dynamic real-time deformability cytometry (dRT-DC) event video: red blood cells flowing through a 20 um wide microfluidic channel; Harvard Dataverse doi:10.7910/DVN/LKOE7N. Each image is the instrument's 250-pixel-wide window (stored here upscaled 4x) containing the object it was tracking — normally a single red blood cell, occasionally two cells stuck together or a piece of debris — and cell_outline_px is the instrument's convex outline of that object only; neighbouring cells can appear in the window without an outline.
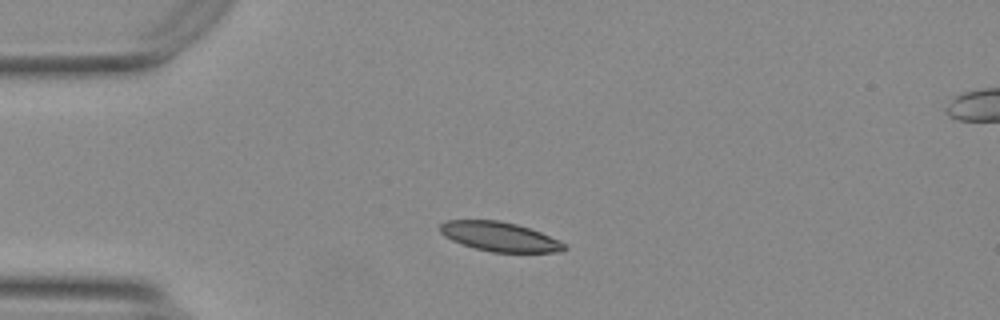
{"species": "Egyptian fruit bat (a non-hibernating species)", "species_latin": "Rousettus aegyptiacus", "temperature_condition": "warm", "stored_images_in_passage": 43, "camera_frame_rate_fps": 3000, "um_per_image_px": 0.085, "animal": {"sex": "female"}, "frame": {"image": 1, "passage_image": 1, "time_ms": 0.0, "image_size_px": [1000, 320], "cell_outline_px": [[568, 248], [560, 252], [492, 252], [476, 248], [452, 240], [444, 236], [440, 232], [440, 224], [448, 220], [500, 220], [516, 224], [540, 232], [564, 244]], "centroid_in_image_um": [42.45, 20.11], "position_along_channel_um": 42.6, "area_um2": 20.92}}
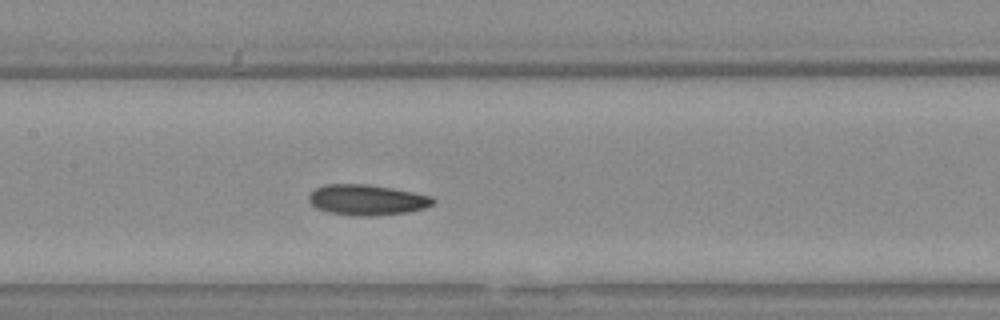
{"frame": {"image": 2, "passage_image": 14, "time_ms": 4.333, "image_size_px": [1000, 320], "cell_outline_px": [[436, 200], [432, 204], [424, 208], [408, 212], [376, 216], [352, 216], [328, 212], [316, 208], [308, 200], [308, 196], [316, 188], [324, 184], [368, 184], [412, 192], [432, 196]], "centroid_in_image_um": [31.18, 17.0], "position_along_channel_um": 176.2, "area_um2": 22.2}}
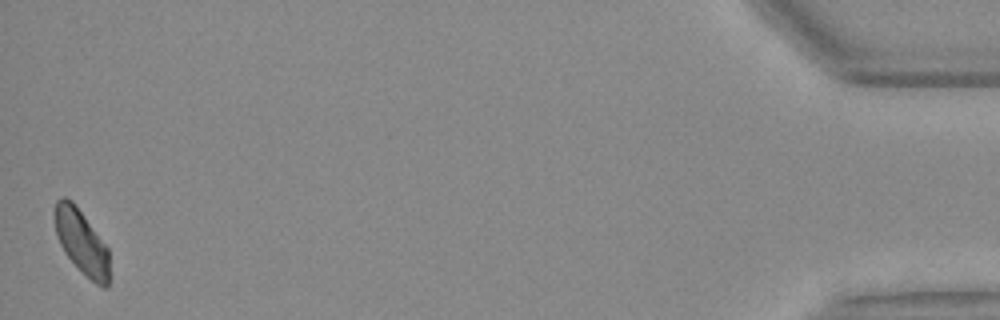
{"frame": {"image": 3, "passage_image": 42, "time_ms": 13.667, "image_size_px": [1000, 320], "cell_outline_px": [[108, 288], [104, 288], [96, 284], [64, 252], [60, 244], [56, 232], [56, 200], [64, 196], [72, 200], [108, 248]], "centroid_in_image_um": [6.94, 20.55], "position_along_channel_um": 428.3, "area_um2": 19.71}}